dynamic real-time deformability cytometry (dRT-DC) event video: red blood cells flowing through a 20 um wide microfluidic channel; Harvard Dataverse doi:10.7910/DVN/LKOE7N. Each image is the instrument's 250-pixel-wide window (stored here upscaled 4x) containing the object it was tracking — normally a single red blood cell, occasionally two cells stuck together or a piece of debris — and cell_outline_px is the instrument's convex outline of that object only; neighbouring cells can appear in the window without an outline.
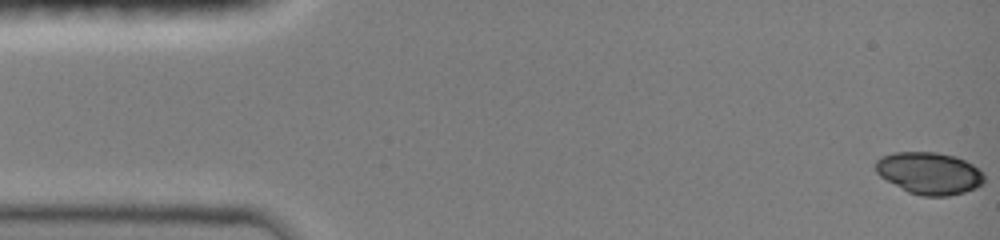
{"species": "common noctule bat (a hibernating species)", "species_latin": "Nyctalus noctula", "temperature_condition": "room temperature", "stored_images_in_passage": 48, "camera_frame_rate_fps": 3000, "um_per_image_px": 0.085, "animal": {"sex": "female", "body_mass_g": 19.0, "forearm_length_mm": 51.5}, "frame": {"image": 1, "passage_image": 1, "time_ms": 0.0, "image_size_px": [1000, 240], "cell_outline_px": [[984, 184], [976, 188], [964, 192], [948, 196], [920, 196], [908, 192], [880, 176], [876, 172], [876, 160], [880, 156], [892, 152], [936, 152], [956, 156], [972, 164], [984, 172]], "centroid_in_image_um": [79.01, 14.72], "position_along_channel_um": 6.0, "area_um2": 26.82}}
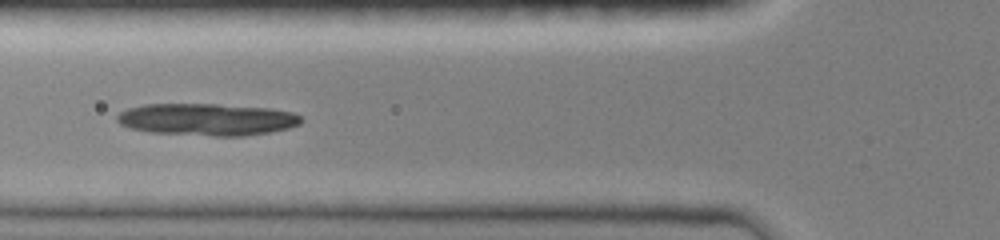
{"frame": {"image": 2, "passage_image": 18, "time_ms": 5.667, "image_size_px": [1000, 240], "cell_outline_px": [[304, 120], [300, 124], [288, 128], [268, 132], [244, 136], [212, 136], [152, 132], [132, 128], [120, 124], [116, 120], [116, 116], [120, 112], [128, 108], [144, 104], [216, 104], [272, 108], [292, 112], [300, 116]], "centroid_in_image_um": [17.61, 10.14], "position_along_channel_um": 108.2, "area_um2": 34.45}}
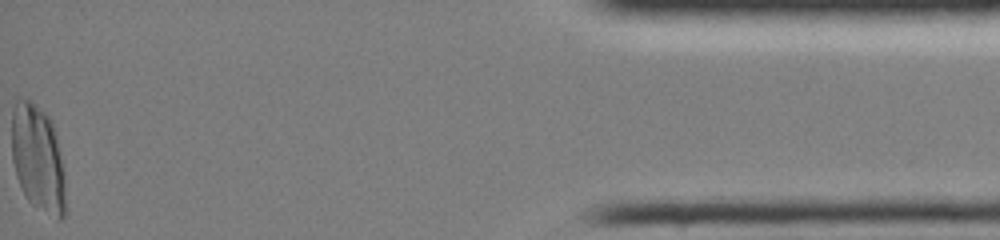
{"frame": {"image": 3, "passage_image": 48, "time_ms": 15.667, "image_size_px": [1000, 240], "cell_outline_px": [[68, 208], [64, 216], [60, 220], [56, 220], [28, 200], [16, 176], [12, 160], [12, 112], [16, 100], [32, 100], [48, 116], [56, 132], [64, 180]], "centroid_in_image_um": [3.24, 13.51], "position_along_channel_um": 432.0, "area_um2": 33.52}}